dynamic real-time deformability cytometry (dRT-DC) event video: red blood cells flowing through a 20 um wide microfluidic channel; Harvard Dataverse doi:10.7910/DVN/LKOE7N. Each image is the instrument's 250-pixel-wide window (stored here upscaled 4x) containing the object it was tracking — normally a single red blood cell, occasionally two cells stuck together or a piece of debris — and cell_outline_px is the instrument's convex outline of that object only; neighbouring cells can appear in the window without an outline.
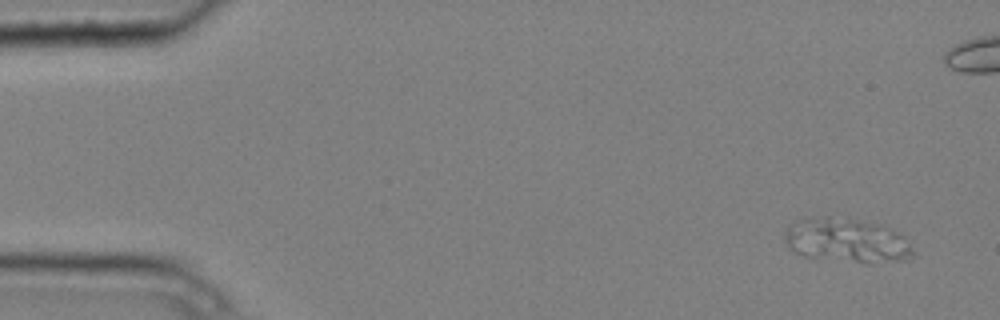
{"species": "common noctule bat (a hibernating species)", "species_latin": "Nyctalus noctula", "temperature_condition": "cold", "stored_images_in_passage": 8, "camera_frame_rate_fps": 3000, "um_per_image_px": 0.085, "animal": {"sex": "male", "body_mass_g": 20.4}, "frame": {"image": 1, "passage_image": 1, "time_ms": 0.0, "image_size_px": [1000, 320], "cell_outline_px": [[912, 252], [904, 260], [872, 264], [864, 264], [804, 256], [796, 252], [788, 244], [784, 236], [784, 232], [788, 224], [796, 220], [828, 216], [848, 216], [896, 232], [904, 236], [912, 248]], "centroid_in_image_um": [71.93, 20.44], "position_along_channel_um": 13.1, "area_um2": 33.06}}
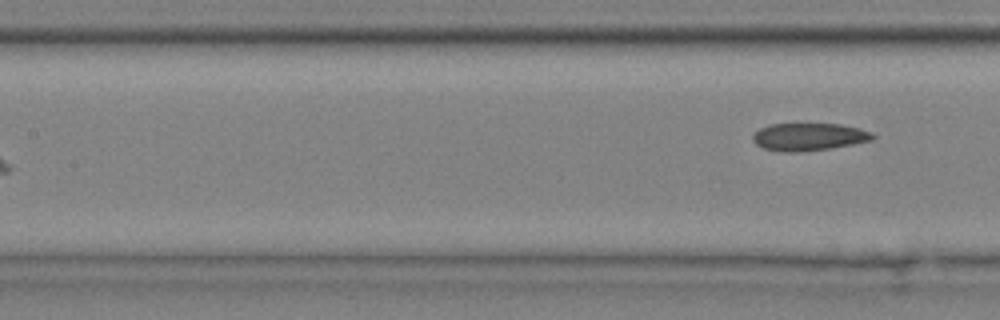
{"frame": {"image": 2, "passage_image": 8, "time_ms": 2.333, "image_size_px": [1000, 320], "cell_outline_px": [[876, 136], [872, 140], [832, 148], [800, 152], [780, 152], [764, 148], [756, 144], [752, 140], [752, 136], [760, 128], [768, 124], [840, 124], [860, 128], [872, 132]], "centroid_in_image_um": [68.75, 11.63], "position_along_channel_um": 138.6, "area_um2": 19.36}}